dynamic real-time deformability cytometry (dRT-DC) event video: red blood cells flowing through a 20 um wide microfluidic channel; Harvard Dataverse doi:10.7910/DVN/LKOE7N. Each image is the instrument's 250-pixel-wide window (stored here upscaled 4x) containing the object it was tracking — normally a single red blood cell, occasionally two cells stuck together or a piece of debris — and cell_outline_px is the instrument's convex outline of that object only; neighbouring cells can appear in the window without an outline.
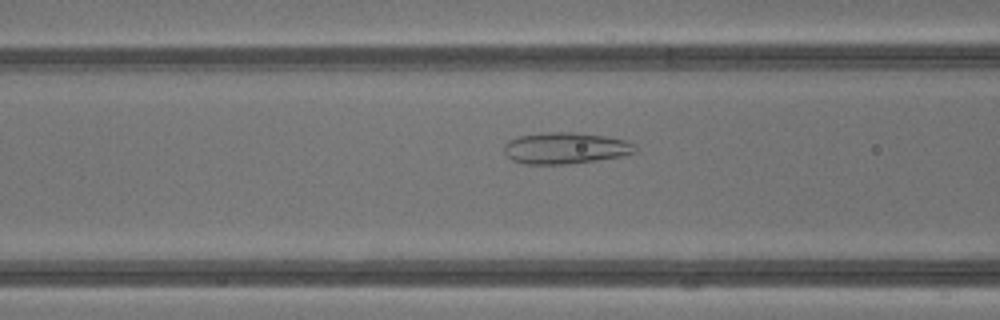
{"species": "common noctule bat (a hibernating species)", "species_latin": "Nyctalus noctula", "temperature_condition": "warm", "stored_images_in_passage": 42, "camera_frame_rate_fps": 3000, "um_per_image_px": 0.085, "animal": {"sex": "male", "body_mass_g": 13.3}, "frame": {"image": 1, "passage_image": 17, "time_ms": 5.333, "image_size_px": [1000, 320], "cell_outline_px": [[636, 152], [620, 156], [596, 160], [568, 164], [524, 164], [512, 160], [504, 152], [504, 144], [508, 140], [520, 136], [540, 132], [576, 132], [604, 136], [624, 140], [636, 144]], "centroid_in_image_um": [48.03, 12.58], "position_along_channel_um": 118.6, "area_um2": 24.04}}
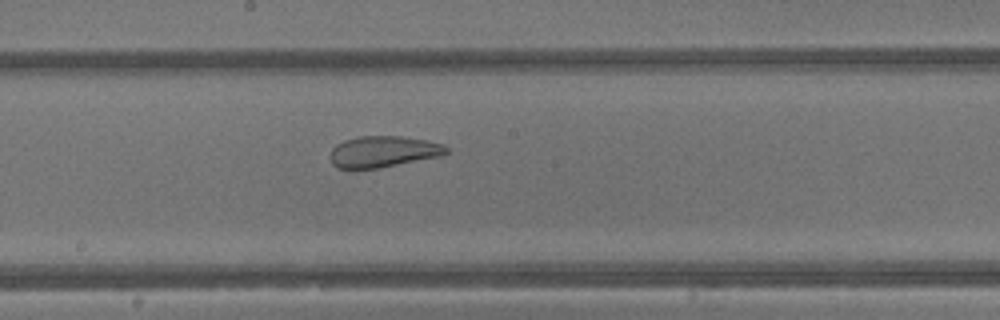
{"frame": {"image": 2, "passage_image": 23, "time_ms": 7.333, "image_size_px": [1000, 320], "cell_outline_px": [[448, 152], [440, 156], [376, 168], [336, 168], [332, 164], [332, 148], [336, 144], [344, 140], [360, 136], [400, 136], [424, 140], [444, 144], [448, 148]], "centroid_in_image_um": [32.57, 12.88], "position_along_channel_um": 215.6, "area_um2": 20.81}}
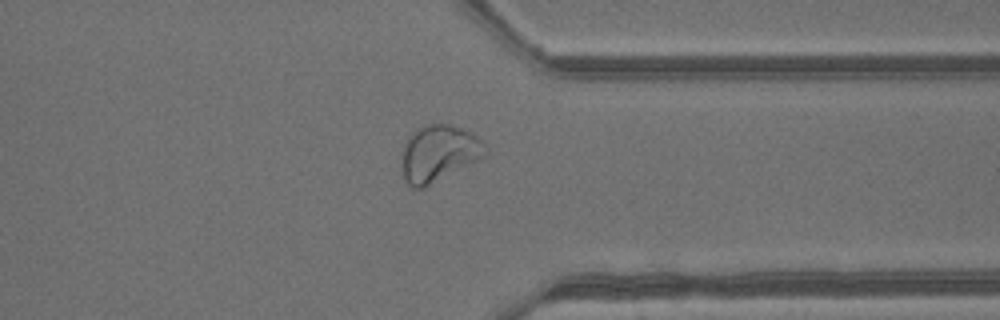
{"frame": {"image": 3, "passage_image": 33, "time_ms": 10.667, "image_size_px": [1000, 320], "cell_outline_px": [[488, 152], [484, 156], [424, 188], [412, 188], [404, 180], [400, 172], [400, 152], [408, 136], [416, 128], [428, 124], [452, 124], [476, 136], [488, 148]], "centroid_in_image_um": [37.2, 13.04], "position_along_channel_um": 374.2, "area_um2": 27.8}, "authors_computed_cell_mechanics": {"area_um2": 29.8537, "velocity_mm_per_s": 4.8582, "shape_relaxation_time_tau1_ms": null, "shape_relaxation_time_tau2_ms": 0.9391, "deformation_change_tau1": null, "deformation_change_tau2": 0.0852}}